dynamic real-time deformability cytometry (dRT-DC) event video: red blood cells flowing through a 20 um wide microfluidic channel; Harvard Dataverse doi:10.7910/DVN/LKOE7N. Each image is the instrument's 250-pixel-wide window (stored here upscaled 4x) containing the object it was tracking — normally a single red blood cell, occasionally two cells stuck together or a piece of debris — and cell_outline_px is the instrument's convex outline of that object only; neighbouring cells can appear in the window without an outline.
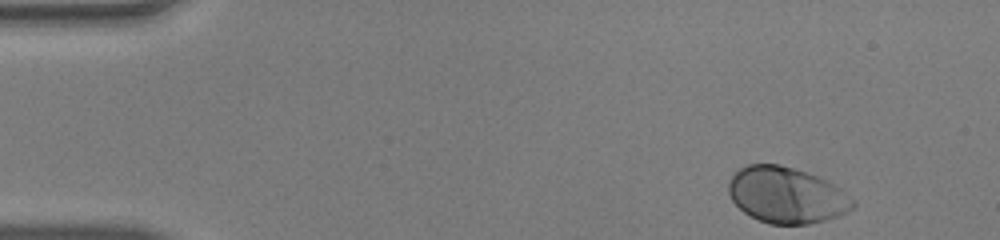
{"species": "human", "species_latin": "Homo sapiens", "temperature_condition": "warm", "stored_images_in_passage": 46, "camera_frame_rate_fps": 3000, "um_per_image_px": 0.085, "donor": {"sex": "male"}, "frame": {"image": 1, "passage_image": 1, "time_ms": 0.0, "image_size_px": [1000, 240], "cell_outline_px": [[856, 204], [852, 208], [836, 216], [824, 220], [808, 224], [768, 224], [744, 212], [732, 200], [728, 192], [728, 180], [740, 168], [748, 164], [780, 164], [808, 172], [828, 180], [840, 188], [856, 200]], "centroid_in_image_um": [66.86, 16.57], "position_along_channel_um": 18.1, "area_um2": 40.69}}
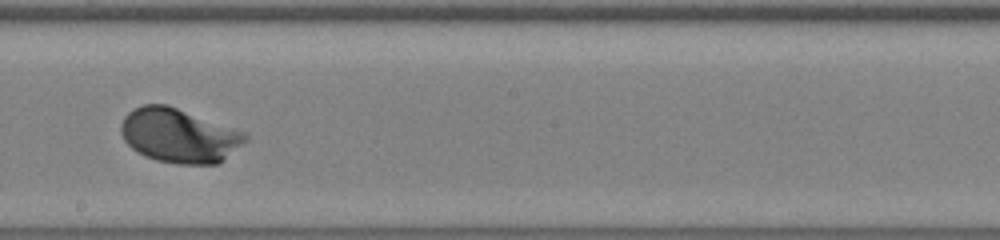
{"frame": {"image": 2, "passage_image": 25, "time_ms": 8.0, "image_size_px": [1000, 240], "cell_outline_px": [[248, 140], [220, 164], [176, 164], [156, 160], [144, 156], [136, 152], [124, 140], [120, 132], [120, 124], [124, 116], [128, 112], [144, 104], [168, 104], [244, 132], [248, 136]], "centroid_in_image_um": [15.21, 11.53], "position_along_channel_um": 233.0, "area_um2": 39.54}}
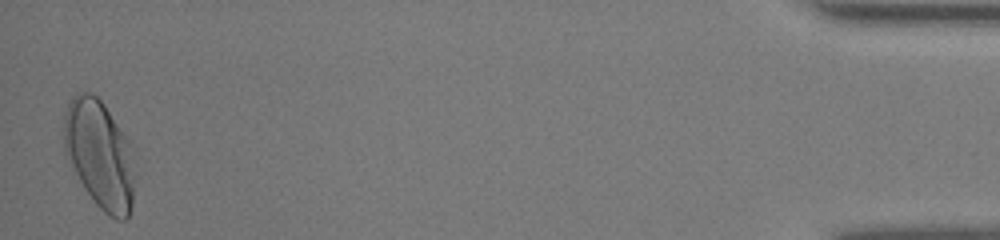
{"frame": {"image": 3, "passage_image": 46, "time_ms": 15.0, "image_size_px": [1000, 240], "cell_outline_px": [[132, 204], [128, 216], [124, 220], [116, 220], [108, 216], [96, 204], [84, 188], [64, 152], [64, 112], [72, 96], [76, 92], [92, 92], [104, 104], [128, 140], [132, 184]], "centroid_in_image_um": [8.4, 13.1], "position_along_channel_um": 426.8, "area_um2": 43.75}, "authors_computed_cell_mechanics": {"area_um2": 38.0613, "velocity_mm_per_s": 4.0378, "shape_relaxation_time_tau1_ms": 1.5926, "shape_relaxation_time_tau2_ms": null, "deformation_change_tau1": 0.1242, "deformation_change_tau2": null}}